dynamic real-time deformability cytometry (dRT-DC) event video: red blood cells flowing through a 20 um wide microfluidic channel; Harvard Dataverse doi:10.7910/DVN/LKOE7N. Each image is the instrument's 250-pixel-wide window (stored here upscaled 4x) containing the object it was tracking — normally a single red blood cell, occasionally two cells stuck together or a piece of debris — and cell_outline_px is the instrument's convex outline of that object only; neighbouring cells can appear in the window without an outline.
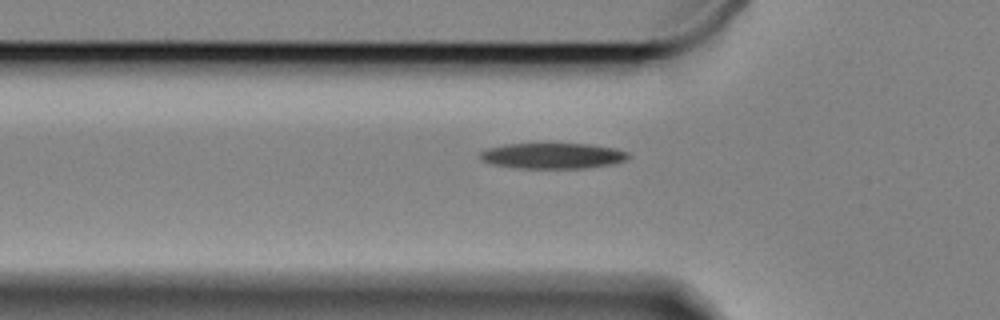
{"species": "Egyptian fruit bat (a non-hibernating species)", "species_latin": "Rousettus aegyptiacus", "temperature_condition": "cold", "stored_images_in_passage": 37, "camera_frame_rate_fps": 3000, "um_per_image_px": 0.085, "animal": {"sex": "female"}, "frame": {"image": 1, "passage_image": 5, "time_ms": 1.333, "image_size_px": [1000, 320], "cell_outline_px": [[632, 156], [616, 164], [584, 168], [516, 168], [492, 164], [480, 160], [480, 152], [488, 148], [504, 144], [588, 144], [616, 148], [628, 152]], "centroid_in_image_um": [47.0, 13.25], "position_along_channel_um": 78.8, "area_um2": 22.31}}
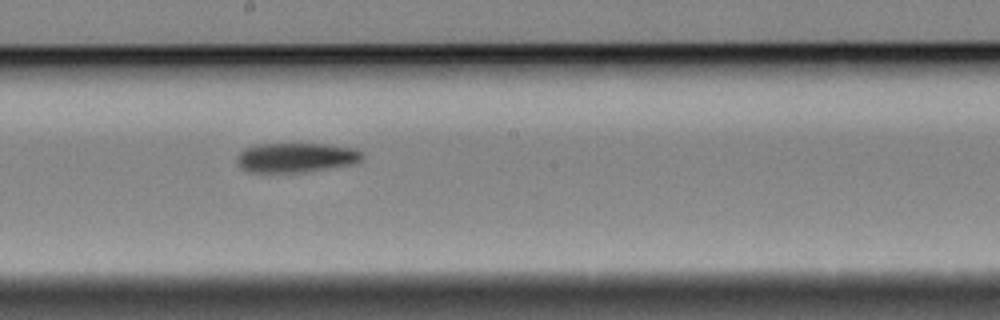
{"frame": {"image": 2, "passage_image": 18, "time_ms": 5.667, "image_size_px": [1000, 320], "cell_outline_px": [[364, 160], [360, 164], [304, 172], [248, 172], [240, 168], [236, 164], [236, 156], [244, 148], [256, 144], [328, 144], [356, 148], [364, 152]], "centroid_in_image_um": [25.23, 13.4], "position_along_channel_um": 223.0, "area_um2": 22.31}}
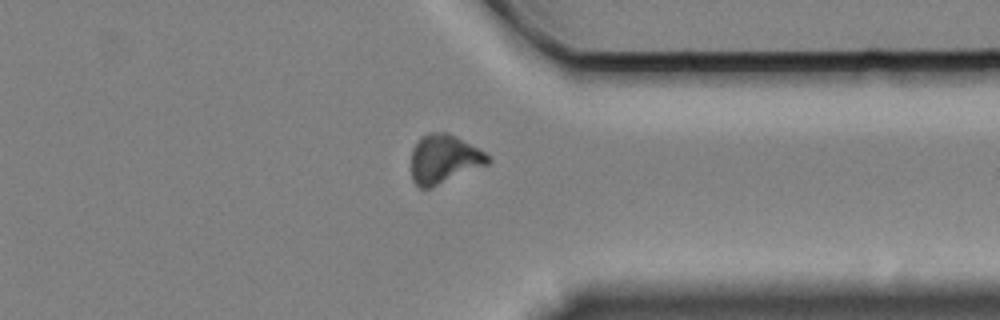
{"frame": {"image": 3, "passage_image": 32, "time_ms": 10.333, "image_size_px": [1000, 320], "cell_outline_px": [[492, 160], [488, 164], [428, 188], [420, 188], [412, 180], [412, 148], [420, 136], [428, 132], [448, 132], [456, 136], [484, 152]], "centroid_in_image_um": [37.71, 13.49], "position_along_channel_um": 373.7, "area_um2": 21.56}, "authors_computed_cell_mechanics": {"area_um2": 22.1952, "velocity_mm_per_s": 3.311, "shape_relaxation_time_tau1_ms": 5.8186, "shape_relaxation_time_tau2_ms": null, "deformation_change_tau1": 0.1615, "deformation_change_tau2": null}}